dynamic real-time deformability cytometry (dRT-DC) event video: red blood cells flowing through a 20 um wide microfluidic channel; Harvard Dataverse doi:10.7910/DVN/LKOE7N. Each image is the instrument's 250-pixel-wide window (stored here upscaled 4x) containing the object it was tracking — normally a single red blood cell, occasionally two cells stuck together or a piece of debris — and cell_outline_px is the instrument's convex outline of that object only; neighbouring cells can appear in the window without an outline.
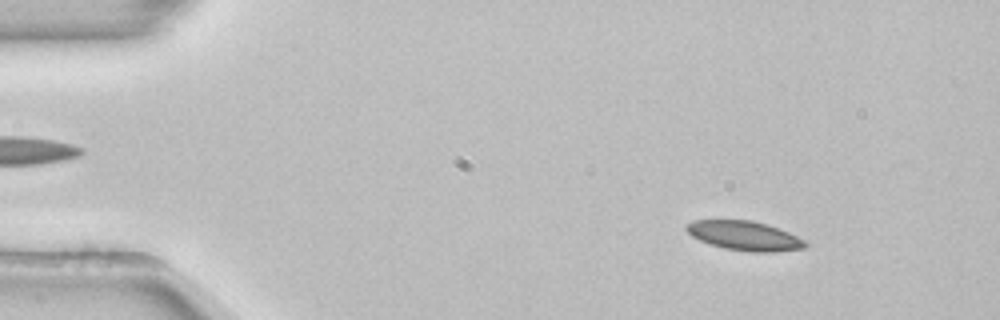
{"species": "common noctule bat (a hibernating species)", "species_latin": "Nyctalus noctula", "temperature_condition": "room temperature", "stored_images_in_passage": 47, "camera_frame_rate_fps": 3000, "um_per_image_px": 0.085, "animal": {"sex": "female", "body_mass_g": 22.7, "forearm_length_mm": 54.2}, "frame": {"image": 1, "passage_image": 1, "time_ms": 0.0, "image_size_px": [1000, 320], "cell_outline_px": [[808, 244], [804, 248], [772, 252], [748, 252], [724, 248], [700, 240], [692, 236], [684, 228], [684, 224], [692, 220], [752, 220], [768, 224], [788, 232], [804, 240]], "centroid_in_image_um": [63.25, 20.03], "position_along_channel_um": 21.7, "area_um2": 20.35}}
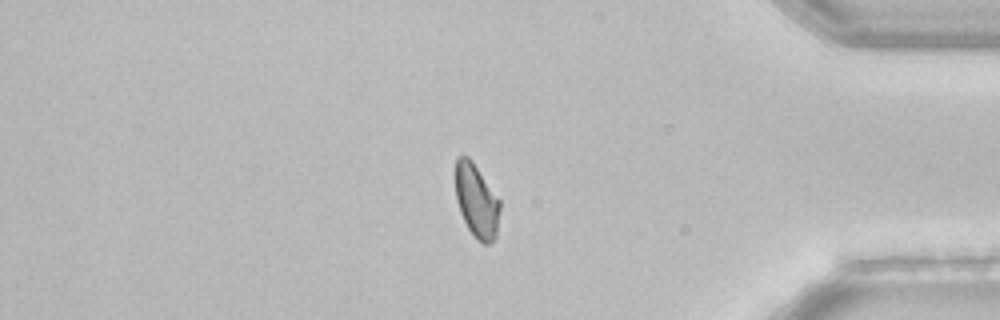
{"frame": {"image": 2, "passage_image": 39, "time_ms": 12.667, "image_size_px": [1000, 320], "cell_outline_px": [[500, 208], [496, 236], [492, 244], [484, 244], [476, 240], [468, 228], [460, 212], [456, 200], [456, 156], [468, 156], [472, 160], [500, 200]], "centroid_in_image_um": [40.51, 17.09], "position_along_channel_um": 394.7, "area_um2": 19.13}}
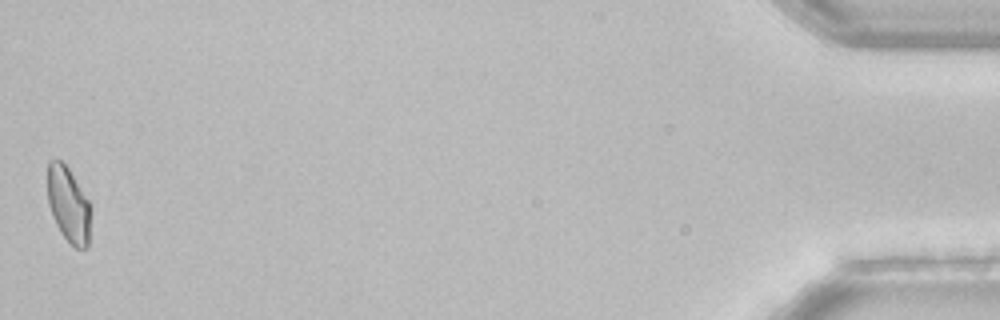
{"frame": {"image": 3, "passage_image": 47, "time_ms": 15.333, "image_size_px": [1000, 320], "cell_outline_px": [[88, 248], [76, 248], [60, 232], [52, 216], [48, 204], [48, 160], [60, 160], [68, 168], [88, 200]], "centroid_in_image_um": [5.77, 17.38], "position_along_channel_um": 429.4, "area_um2": 18.32}, "authors_computed_cell_mechanics": {"area_um2": 20.3456, "velocity_mm_per_s": 3.8593, "shape_relaxation_time_tau1_ms": 5.0156, "shape_relaxation_time_tau2_ms": 4.8998, "deformation_change_tau1": 0.0971, "deformation_change_tau2": 0.0733}}